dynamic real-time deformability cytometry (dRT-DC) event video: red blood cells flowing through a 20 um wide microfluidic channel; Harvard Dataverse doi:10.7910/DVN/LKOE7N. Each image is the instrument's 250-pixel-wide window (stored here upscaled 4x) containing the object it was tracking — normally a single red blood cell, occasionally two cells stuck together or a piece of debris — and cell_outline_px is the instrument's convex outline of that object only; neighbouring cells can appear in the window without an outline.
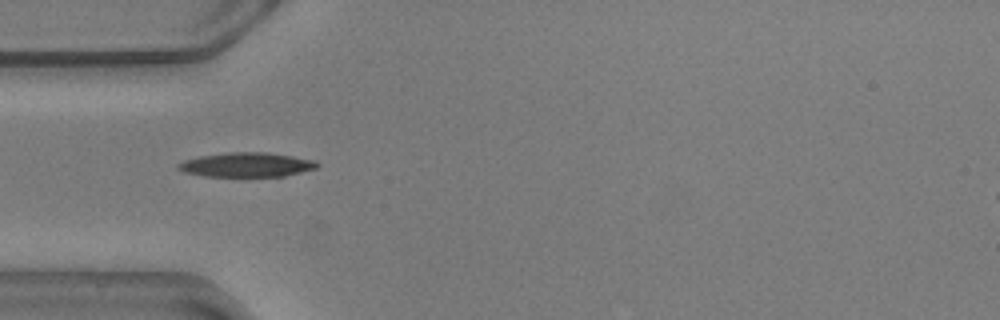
{"species": "common noctule bat (a hibernating species)", "species_latin": "Nyctalus noctula", "temperature_condition": "warm", "stored_images_in_passage": 40, "camera_frame_rate_fps": 3000, "um_per_image_px": 0.085, "animal": {"sex": "male", "body_mass_g": 20.5, "forearm_length_mm": 52.5}, "frame": {"image": 1, "passage_image": 1, "time_ms": 0.0, "image_size_px": [1000, 320], "cell_outline_px": [[320, 164], [316, 168], [284, 176], [204, 176], [184, 172], [176, 168], [176, 164], [184, 160], [200, 156], [228, 152], [268, 152], [316, 160]], "centroid_in_image_um": [20.95, 13.99], "position_along_channel_um": 64.1, "area_um2": 19.77}}
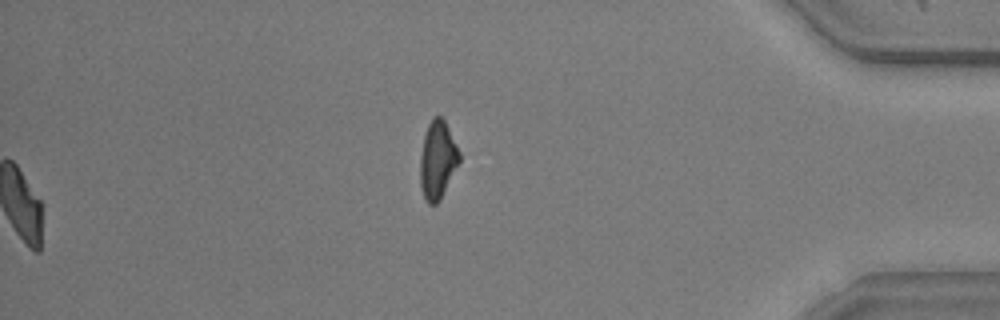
{"frame": {"image": 2, "passage_image": 32, "time_ms": 10.333, "image_size_px": [1000, 320], "cell_outline_px": [[460, 160], [440, 200], [436, 204], [428, 204], [424, 200], [420, 184], [420, 156], [424, 136], [428, 124], [432, 116], [440, 116], [444, 120], [460, 152]], "centroid_in_image_um": [37.17, 13.61], "position_along_channel_um": 398.0, "area_um2": 17.74}}
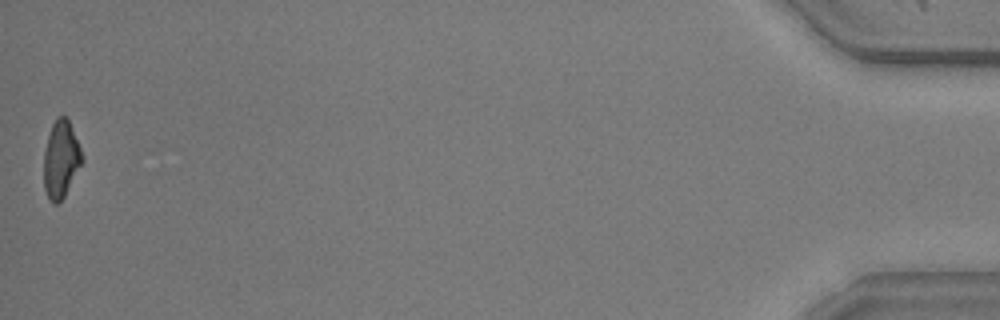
{"frame": {"image": 3, "passage_image": 40, "time_ms": 13.0, "image_size_px": [1000, 320], "cell_outline_px": [[84, 160], [64, 196], [56, 204], [52, 204], [48, 200], [44, 188], [44, 152], [48, 136], [52, 124], [56, 116], [64, 116], [68, 120], [84, 156]], "centroid_in_image_um": [5.17, 13.56], "position_along_channel_um": 430.0, "area_um2": 17.17}, "authors_computed_cell_mechanics": {"area_um2": 18.6983, "velocity_mm_per_s": 3.5942, "shape_relaxation_time_tau1_ms": 7.2251, "shape_relaxation_time_tau2_ms": 7.6535, "deformation_change_tau1": 0.1986, "deformation_change_tau2": 0.1535}}